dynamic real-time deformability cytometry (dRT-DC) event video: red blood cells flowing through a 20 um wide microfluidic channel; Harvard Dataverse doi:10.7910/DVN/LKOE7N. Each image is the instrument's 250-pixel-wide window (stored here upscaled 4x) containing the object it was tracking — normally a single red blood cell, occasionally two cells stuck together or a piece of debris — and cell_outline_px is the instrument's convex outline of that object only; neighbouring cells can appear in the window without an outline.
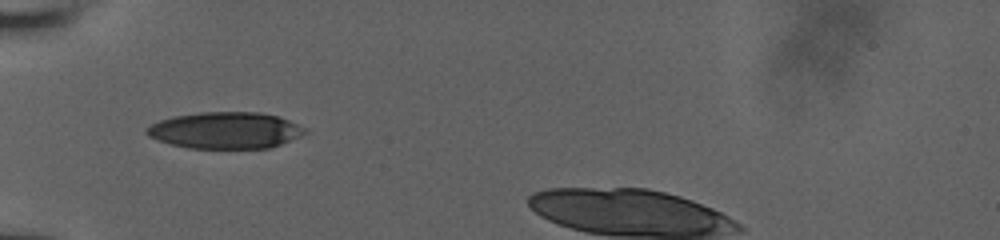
{"species": "human", "species_latin": "Homo sapiens", "temperature_condition": "room temperature", "stored_images_in_passage": 64, "camera_frame_rate_fps": 3000, "um_per_image_px": 0.085, "donor": {"sex": "male"}, "frame": {"image": 1, "passage_image": 1, "time_ms": 0.0, "image_size_px": [1000, 240], "cell_outline_px": [[308, 132], [300, 136], [280, 144], [268, 148], [188, 148], [156, 140], [148, 136], [144, 132], [144, 128], [160, 120], [172, 116], [200, 112], [260, 112], [280, 116], [304, 128]], "centroid_in_image_um": [19.11, 11.07], "position_along_channel_um": 65.9, "area_um2": 33.76}}
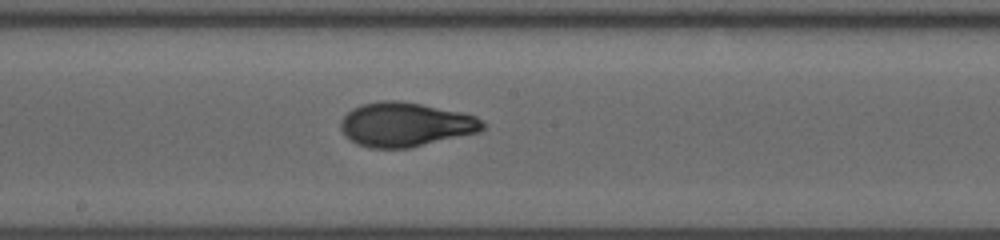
{"frame": {"image": 2, "passage_image": 25, "time_ms": 4.0, "image_size_px": [1000, 240], "cell_outline_px": [[488, 128], [480, 132], [408, 148], [368, 148], [356, 144], [344, 136], [340, 128], [340, 120], [352, 108], [360, 104], [380, 100], [400, 100], [460, 112], [476, 116], [484, 120], [488, 124]], "centroid_in_image_um": [34.47, 10.58], "position_along_channel_um": 213.7, "area_um2": 37.05}}
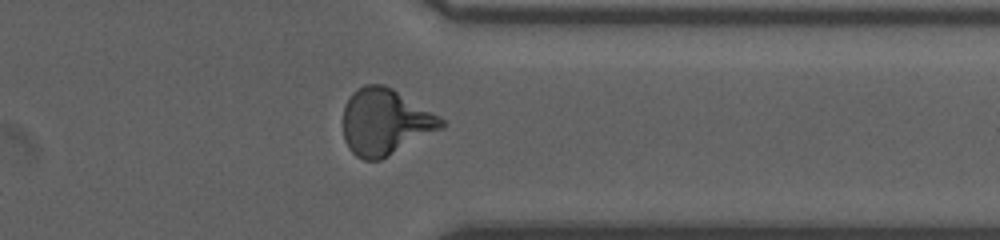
{"frame": {"image": 3, "passage_image": 51, "time_ms": 8.333, "image_size_px": [1000, 240], "cell_outline_px": [[448, 124], [444, 128], [380, 160], [364, 160], [356, 156], [348, 148], [344, 140], [344, 104], [352, 92], [356, 88], [364, 84], [384, 84], [392, 88], [440, 116]], "centroid_in_image_um": [32.75, 10.36], "position_along_channel_um": 378.7, "area_um2": 38.15}}